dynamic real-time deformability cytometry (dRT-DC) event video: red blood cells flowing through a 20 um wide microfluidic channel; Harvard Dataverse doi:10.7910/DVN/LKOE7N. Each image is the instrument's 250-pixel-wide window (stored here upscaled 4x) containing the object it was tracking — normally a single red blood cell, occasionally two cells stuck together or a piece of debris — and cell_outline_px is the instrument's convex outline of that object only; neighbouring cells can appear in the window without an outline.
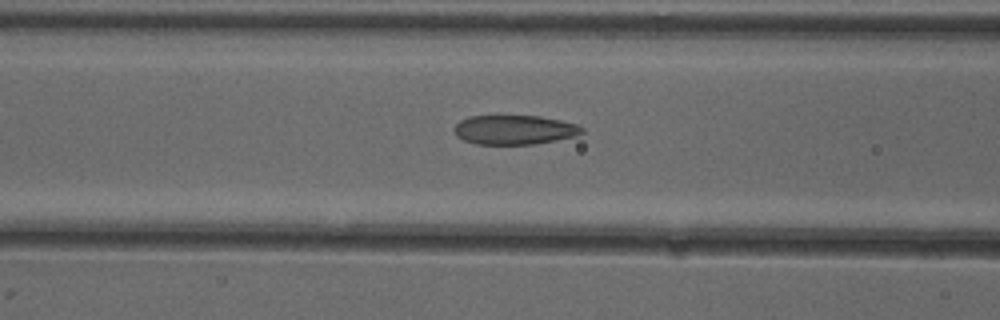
{"species": "common noctule bat (a hibernating species)", "species_latin": "Nyctalus noctula", "temperature_condition": "cold", "stored_images_in_passage": 39, "camera_frame_rate_fps": 3000, "um_per_image_px": 0.085, "animal": {"sex": "female"}, "frame": {"image": 1, "passage_image": 17, "time_ms": 5.333, "image_size_px": [1000, 320], "cell_outline_px": [[584, 132], [576, 136], [536, 144], [476, 144], [464, 140], [456, 136], [456, 124], [460, 120], [468, 116], [540, 116], [560, 120], [576, 124], [584, 128]], "centroid_in_image_um": [43.75, 11.03], "position_along_channel_um": 122.8, "area_um2": 21.79}}
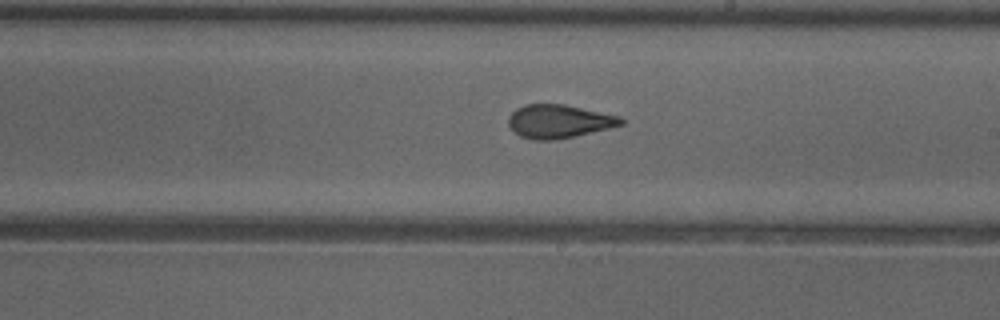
{"frame": {"image": 2, "passage_image": 26, "time_ms": 8.333, "image_size_px": [1000, 320], "cell_outline_px": [[624, 124], [608, 128], [572, 136], [552, 140], [532, 140], [520, 136], [508, 124], [508, 116], [516, 108], [524, 104], [564, 104], [620, 116], [624, 120]], "centroid_in_image_um": [47.48, 10.3], "position_along_channel_um": 241.5, "area_um2": 21.73}}
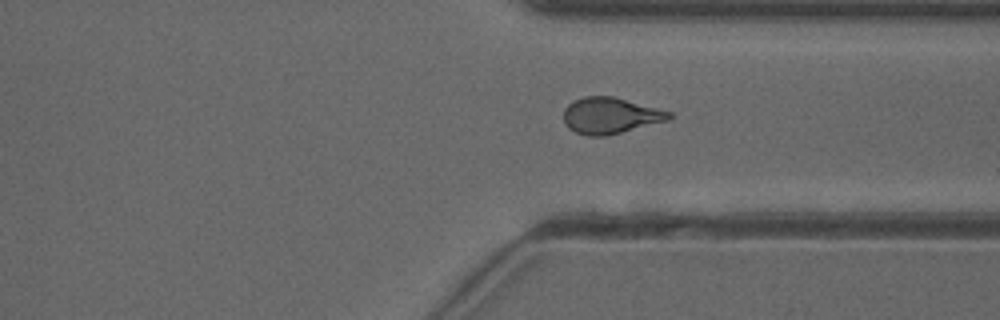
{"frame": {"image": 3, "passage_image": 35, "time_ms": 11.333, "image_size_px": [1000, 320], "cell_outline_px": [[676, 116], [668, 120], [608, 136], [588, 136], [576, 132], [568, 128], [564, 124], [564, 108], [572, 100], [584, 96], [612, 96], [672, 112]], "centroid_in_image_um": [51.87, 9.83], "position_along_channel_um": 359.5, "area_um2": 22.43}}